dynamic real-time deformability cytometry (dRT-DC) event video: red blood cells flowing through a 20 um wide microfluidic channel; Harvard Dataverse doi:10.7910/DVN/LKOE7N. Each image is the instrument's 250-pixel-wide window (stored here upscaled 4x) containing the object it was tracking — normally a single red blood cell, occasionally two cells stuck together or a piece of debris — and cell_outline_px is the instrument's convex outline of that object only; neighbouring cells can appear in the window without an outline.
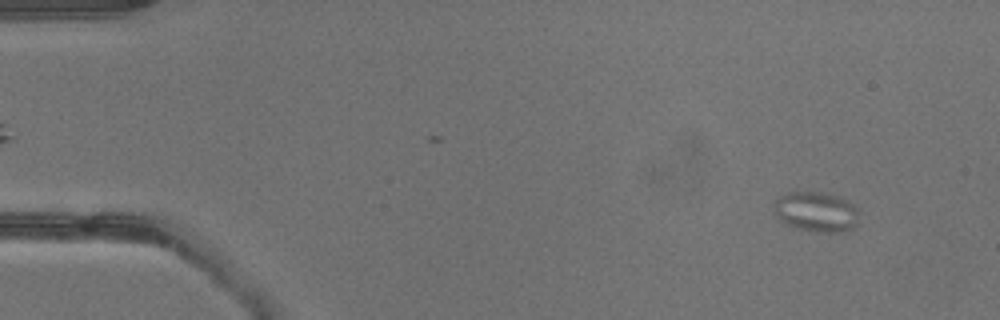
{"species": "common noctule bat (a hibernating species)", "species_latin": "Nyctalus noctula", "temperature_condition": "warm", "stored_images_in_passage": 33, "camera_frame_rate_fps": 3000, "um_per_image_px": 0.085, "animal": {"sex": "male", "body_mass_g": 13.3}, "frame": {"image": 1, "passage_image": 4, "time_ms": 1.0, "image_size_px": [1000, 320], "cell_outline_px": [[860, 224], [852, 228], [840, 232], [816, 232], [800, 228], [788, 224], [780, 220], [776, 216], [776, 200], [780, 196], [788, 192], [824, 192], [840, 196], [852, 204], [860, 212]], "centroid_in_image_um": [69.47, 18.0], "position_along_channel_um": 15.5, "area_um2": 19.88}}
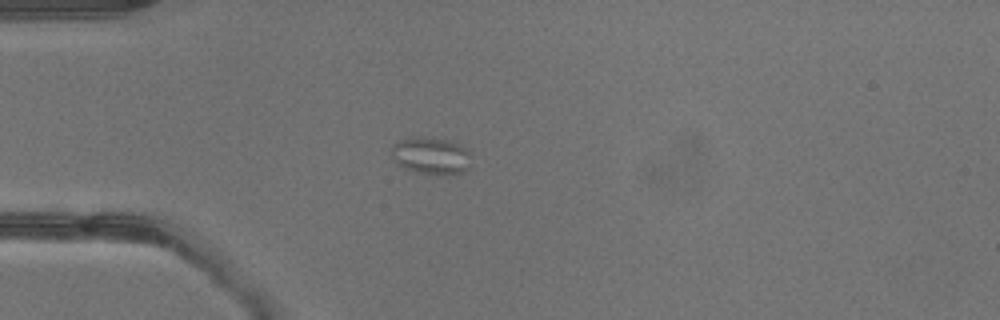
{"frame": {"image": 2, "passage_image": 12, "time_ms": 3.667, "image_size_px": [1000, 320], "cell_outline_px": [[468, 168], [464, 172], [416, 172], [404, 168], [392, 156], [392, 144], [400, 140], [412, 136], [420, 136], [452, 140], [460, 144], [468, 152]], "centroid_in_image_um": [36.59, 13.16], "position_along_channel_um": 48.4, "area_um2": 16.65}}
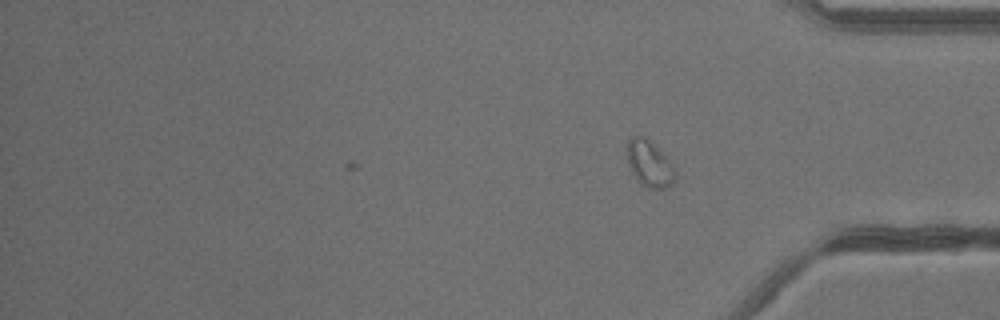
{"frame": {"image": 3, "passage_image": 33, "time_ms": 10.667, "image_size_px": [1000, 320], "cell_outline_px": [[676, 176], [672, 184], [664, 188], [648, 188], [640, 184], [632, 172], [628, 164], [628, 140], [632, 136], [640, 136], [648, 140], [676, 168]], "centroid_in_image_um": [55.21, 13.96], "position_along_channel_um": 380.0, "area_um2": 12.6}}